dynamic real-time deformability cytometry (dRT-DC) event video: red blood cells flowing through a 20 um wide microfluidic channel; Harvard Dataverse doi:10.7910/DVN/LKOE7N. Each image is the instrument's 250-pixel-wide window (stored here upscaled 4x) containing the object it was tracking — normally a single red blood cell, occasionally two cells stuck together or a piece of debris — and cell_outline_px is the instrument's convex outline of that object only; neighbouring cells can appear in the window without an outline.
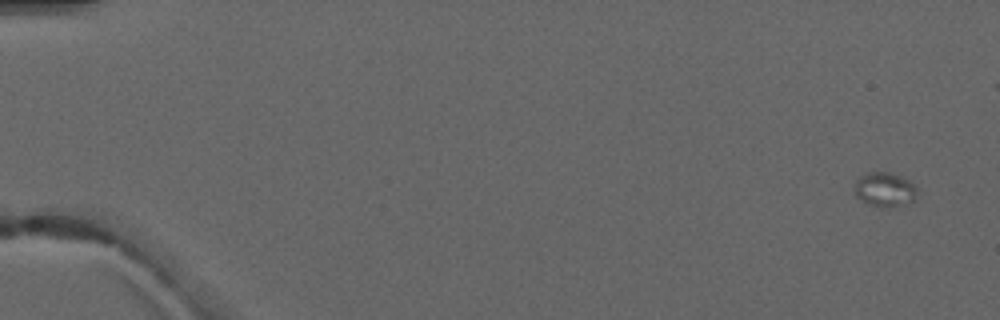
{"species": "common noctule bat (a hibernating species)", "species_latin": "Nyctalus noctula", "temperature_condition": "warm", "stored_images_in_passage": 5, "camera_frame_rate_fps": 3000, "um_per_image_px": 0.085, "animal": {"sex": "male", "forearm_length_mm": 52.5}, "frame": {"image": 1, "passage_image": 1, "time_ms": 0.0, "image_size_px": [1000, 320], "cell_outline_px": [[916, 200], [908, 204], [872, 204], [856, 196], [856, 180], [860, 176], [868, 172], [888, 172], [900, 176], [908, 180], [916, 188]], "centroid_in_image_um": [75.23, 16.05], "position_along_channel_um": 9.8, "area_um2": 11.79}}